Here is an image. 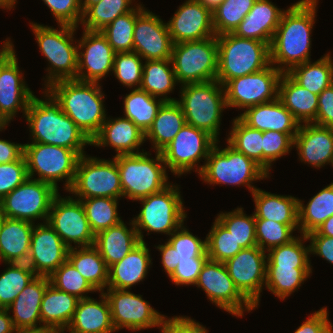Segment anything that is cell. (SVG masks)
Instances as JSON below:
<instances>
[{"mask_svg": "<svg viewBox=\"0 0 333 333\" xmlns=\"http://www.w3.org/2000/svg\"><path fill=\"white\" fill-rule=\"evenodd\" d=\"M317 4L318 0H299L284 11L270 45V62L282 73L310 61Z\"/></svg>", "mask_w": 333, "mask_h": 333, "instance_id": "cell-1", "label": "cell"}, {"mask_svg": "<svg viewBox=\"0 0 333 333\" xmlns=\"http://www.w3.org/2000/svg\"><path fill=\"white\" fill-rule=\"evenodd\" d=\"M43 93L45 100L32 96L25 114L32 142L65 147L79 156L86 155L84 148L91 145V140L46 89Z\"/></svg>", "mask_w": 333, "mask_h": 333, "instance_id": "cell-2", "label": "cell"}, {"mask_svg": "<svg viewBox=\"0 0 333 333\" xmlns=\"http://www.w3.org/2000/svg\"><path fill=\"white\" fill-rule=\"evenodd\" d=\"M46 90L90 140L99 133L107 118L100 83L61 80L52 83Z\"/></svg>", "mask_w": 333, "mask_h": 333, "instance_id": "cell-3", "label": "cell"}, {"mask_svg": "<svg viewBox=\"0 0 333 333\" xmlns=\"http://www.w3.org/2000/svg\"><path fill=\"white\" fill-rule=\"evenodd\" d=\"M31 30L35 34L36 42L41 54L49 61L46 69L45 88L61 80L76 79L78 68V41L73 39L78 27L59 24L54 27L31 23ZM75 42V43H73Z\"/></svg>", "mask_w": 333, "mask_h": 333, "instance_id": "cell-4", "label": "cell"}, {"mask_svg": "<svg viewBox=\"0 0 333 333\" xmlns=\"http://www.w3.org/2000/svg\"><path fill=\"white\" fill-rule=\"evenodd\" d=\"M218 71L216 80L223 86L231 79L256 73L268 67L270 62V45L241 38L233 33L217 36Z\"/></svg>", "mask_w": 333, "mask_h": 333, "instance_id": "cell-5", "label": "cell"}, {"mask_svg": "<svg viewBox=\"0 0 333 333\" xmlns=\"http://www.w3.org/2000/svg\"><path fill=\"white\" fill-rule=\"evenodd\" d=\"M180 104L186 124L219 141L222 111L227 107L224 86L217 80L189 83L180 88Z\"/></svg>", "mask_w": 333, "mask_h": 333, "instance_id": "cell-6", "label": "cell"}, {"mask_svg": "<svg viewBox=\"0 0 333 333\" xmlns=\"http://www.w3.org/2000/svg\"><path fill=\"white\" fill-rule=\"evenodd\" d=\"M150 155L142 149L138 154L113 156L118 166L124 198L137 201L159 193L171 184L161 152H155V159L150 158Z\"/></svg>", "mask_w": 333, "mask_h": 333, "instance_id": "cell-7", "label": "cell"}, {"mask_svg": "<svg viewBox=\"0 0 333 333\" xmlns=\"http://www.w3.org/2000/svg\"><path fill=\"white\" fill-rule=\"evenodd\" d=\"M216 141L198 174L209 185L247 186L251 194L257 189L253 181L269 178V174L254 160L237 151L228 142L220 149Z\"/></svg>", "mask_w": 333, "mask_h": 333, "instance_id": "cell-8", "label": "cell"}, {"mask_svg": "<svg viewBox=\"0 0 333 333\" xmlns=\"http://www.w3.org/2000/svg\"><path fill=\"white\" fill-rule=\"evenodd\" d=\"M180 188L172 183L159 193L138 199L142 209L133 223L140 242L144 241L142 230L170 235L180 228L187 217Z\"/></svg>", "mask_w": 333, "mask_h": 333, "instance_id": "cell-9", "label": "cell"}, {"mask_svg": "<svg viewBox=\"0 0 333 333\" xmlns=\"http://www.w3.org/2000/svg\"><path fill=\"white\" fill-rule=\"evenodd\" d=\"M28 178L51 184L57 191L58 182L65 180L64 190L68 191L73 184L77 162L80 156L72 149L65 147L31 142L24 144Z\"/></svg>", "mask_w": 333, "mask_h": 333, "instance_id": "cell-10", "label": "cell"}, {"mask_svg": "<svg viewBox=\"0 0 333 333\" xmlns=\"http://www.w3.org/2000/svg\"><path fill=\"white\" fill-rule=\"evenodd\" d=\"M171 61L180 85L216 80L218 71L217 36L173 45Z\"/></svg>", "mask_w": 333, "mask_h": 333, "instance_id": "cell-11", "label": "cell"}, {"mask_svg": "<svg viewBox=\"0 0 333 333\" xmlns=\"http://www.w3.org/2000/svg\"><path fill=\"white\" fill-rule=\"evenodd\" d=\"M73 198L110 197L121 199L123 190L116 160L99 159L89 155L80 156L72 186L68 190Z\"/></svg>", "mask_w": 333, "mask_h": 333, "instance_id": "cell-12", "label": "cell"}, {"mask_svg": "<svg viewBox=\"0 0 333 333\" xmlns=\"http://www.w3.org/2000/svg\"><path fill=\"white\" fill-rule=\"evenodd\" d=\"M215 143L216 140L207 132L185 124L161 154L167 169L174 175L181 176L191 170L199 174L203 165L197 162L207 160Z\"/></svg>", "mask_w": 333, "mask_h": 333, "instance_id": "cell-13", "label": "cell"}, {"mask_svg": "<svg viewBox=\"0 0 333 333\" xmlns=\"http://www.w3.org/2000/svg\"><path fill=\"white\" fill-rule=\"evenodd\" d=\"M0 50V115L9 124L21 110L25 117L34 93L23 79L14 45L7 38Z\"/></svg>", "mask_w": 333, "mask_h": 333, "instance_id": "cell-14", "label": "cell"}, {"mask_svg": "<svg viewBox=\"0 0 333 333\" xmlns=\"http://www.w3.org/2000/svg\"><path fill=\"white\" fill-rule=\"evenodd\" d=\"M59 192L49 183L27 178L2 200L6 218L47 222L54 197Z\"/></svg>", "mask_w": 333, "mask_h": 333, "instance_id": "cell-15", "label": "cell"}, {"mask_svg": "<svg viewBox=\"0 0 333 333\" xmlns=\"http://www.w3.org/2000/svg\"><path fill=\"white\" fill-rule=\"evenodd\" d=\"M194 286L201 287L209 301L218 308L236 317H242L245 311L255 309V306L236 287L222 262L208 259Z\"/></svg>", "mask_w": 333, "mask_h": 333, "instance_id": "cell-16", "label": "cell"}, {"mask_svg": "<svg viewBox=\"0 0 333 333\" xmlns=\"http://www.w3.org/2000/svg\"><path fill=\"white\" fill-rule=\"evenodd\" d=\"M282 72L273 64L256 73L229 80L225 85L228 108L244 109L278 98Z\"/></svg>", "mask_w": 333, "mask_h": 333, "instance_id": "cell-17", "label": "cell"}, {"mask_svg": "<svg viewBox=\"0 0 333 333\" xmlns=\"http://www.w3.org/2000/svg\"><path fill=\"white\" fill-rule=\"evenodd\" d=\"M111 309V319L116 331L128 329L140 331L153 327H162L166 316L151 307L141 295L128 289L106 288Z\"/></svg>", "mask_w": 333, "mask_h": 333, "instance_id": "cell-18", "label": "cell"}, {"mask_svg": "<svg viewBox=\"0 0 333 333\" xmlns=\"http://www.w3.org/2000/svg\"><path fill=\"white\" fill-rule=\"evenodd\" d=\"M47 222L69 249L94 245L95 235L81 201L76 198H62L58 193L52 201Z\"/></svg>", "mask_w": 333, "mask_h": 333, "instance_id": "cell-19", "label": "cell"}, {"mask_svg": "<svg viewBox=\"0 0 333 333\" xmlns=\"http://www.w3.org/2000/svg\"><path fill=\"white\" fill-rule=\"evenodd\" d=\"M266 251L258 246L242 249L224 262L229 276L239 291L255 306L259 305L266 280Z\"/></svg>", "mask_w": 333, "mask_h": 333, "instance_id": "cell-20", "label": "cell"}, {"mask_svg": "<svg viewBox=\"0 0 333 333\" xmlns=\"http://www.w3.org/2000/svg\"><path fill=\"white\" fill-rule=\"evenodd\" d=\"M77 41V80L99 83L109 72H113L116 52L101 31L83 30L81 39Z\"/></svg>", "mask_w": 333, "mask_h": 333, "instance_id": "cell-21", "label": "cell"}, {"mask_svg": "<svg viewBox=\"0 0 333 333\" xmlns=\"http://www.w3.org/2000/svg\"><path fill=\"white\" fill-rule=\"evenodd\" d=\"M145 9L135 21L133 51L143 60L171 59L173 41L167 23Z\"/></svg>", "mask_w": 333, "mask_h": 333, "instance_id": "cell-22", "label": "cell"}, {"mask_svg": "<svg viewBox=\"0 0 333 333\" xmlns=\"http://www.w3.org/2000/svg\"><path fill=\"white\" fill-rule=\"evenodd\" d=\"M69 248L48 222L33 227L28 266L37 276H50L66 260Z\"/></svg>", "mask_w": 333, "mask_h": 333, "instance_id": "cell-23", "label": "cell"}, {"mask_svg": "<svg viewBox=\"0 0 333 333\" xmlns=\"http://www.w3.org/2000/svg\"><path fill=\"white\" fill-rule=\"evenodd\" d=\"M170 19L167 26L174 44L216 36L212 12L198 0H186Z\"/></svg>", "mask_w": 333, "mask_h": 333, "instance_id": "cell-24", "label": "cell"}, {"mask_svg": "<svg viewBox=\"0 0 333 333\" xmlns=\"http://www.w3.org/2000/svg\"><path fill=\"white\" fill-rule=\"evenodd\" d=\"M294 147L303 163L322 168L333 166V128L315 123L299 125L294 138Z\"/></svg>", "mask_w": 333, "mask_h": 333, "instance_id": "cell-25", "label": "cell"}, {"mask_svg": "<svg viewBox=\"0 0 333 333\" xmlns=\"http://www.w3.org/2000/svg\"><path fill=\"white\" fill-rule=\"evenodd\" d=\"M145 132L125 117L106 118L99 133L91 140V146L112 147L117 155L138 154L145 143Z\"/></svg>", "mask_w": 333, "mask_h": 333, "instance_id": "cell-26", "label": "cell"}, {"mask_svg": "<svg viewBox=\"0 0 333 333\" xmlns=\"http://www.w3.org/2000/svg\"><path fill=\"white\" fill-rule=\"evenodd\" d=\"M238 117L253 129L287 133L293 139L300 125L278 98L249 107Z\"/></svg>", "mask_w": 333, "mask_h": 333, "instance_id": "cell-27", "label": "cell"}, {"mask_svg": "<svg viewBox=\"0 0 333 333\" xmlns=\"http://www.w3.org/2000/svg\"><path fill=\"white\" fill-rule=\"evenodd\" d=\"M49 284L48 276H36L7 307L13 313L10 316L17 331L42 327L40 307Z\"/></svg>", "mask_w": 333, "mask_h": 333, "instance_id": "cell-28", "label": "cell"}, {"mask_svg": "<svg viewBox=\"0 0 333 333\" xmlns=\"http://www.w3.org/2000/svg\"><path fill=\"white\" fill-rule=\"evenodd\" d=\"M284 11L270 0H256L253 8L232 33L241 38L254 39L271 45Z\"/></svg>", "mask_w": 333, "mask_h": 333, "instance_id": "cell-29", "label": "cell"}, {"mask_svg": "<svg viewBox=\"0 0 333 333\" xmlns=\"http://www.w3.org/2000/svg\"><path fill=\"white\" fill-rule=\"evenodd\" d=\"M100 299H79L73 317L67 326L69 333H113L116 332L112 319L109 301L100 292Z\"/></svg>", "mask_w": 333, "mask_h": 333, "instance_id": "cell-30", "label": "cell"}, {"mask_svg": "<svg viewBox=\"0 0 333 333\" xmlns=\"http://www.w3.org/2000/svg\"><path fill=\"white\" fill-rule=\"evenodd\" d=\"M151 261L146 242H140L121 261L108 268L107 288L131 289L146 278Z\"/></svg>", "mask_w": 333, "mask_h": 333, "instance_id": "cell-31", "label": "cell"}, {"mask_svg": "<svg viewBox=\"0 0 333 333\" xmlns=\"http://www.w3.org/2000/svg\"><path fill=\"white\" fill-rule=\"evenodd\" d=\"M128 229L122 220L117 225L102 230L95 235L94 246L98 249L107 267L121 261L137 244L140 243L133 220Z\"/></svg>", "mask_w": 333, "mask_h": 333, "instance_id": "cell-32", "label": "cell"}, {"mask_svg": "<svg viewBox=\"0 0 333 333\" xmlns=\"http://www.w3.org/2000/svg\"><path fill=\"white\" fill-rule=\"evenodd\" d=\"M34 223L5 218L0 229V262L26 263Z\"/></svg>", "mask_w": 333, "mask_h": 333, "instance_id": "cell-33", "label": "cell"}, {"mask_svg": "<svg viewBox=\"0 0 333 333\" xmlns=\"http://www.w3.org/2000/svg\"><path fill=\"white\" fill-rule=\"evenodd\" d=\"M278 99L300 123H312L317 116L318 95L299 85L283 73L278 85Z\"/></svg>", "mask_w": 333, "mask_h": 333, "instance_id": "cell-34", "label": "cell"}, {"mask_svg": "<svg viewBox=\"0 0 333 333\" xmlns=\"http://www.w3.org/2000/svg\"><path fill=\"white\" fill-rule=\"evenodd\" d=\"M255 218L269 219L288 226H298V198L277 195L257 188L253 193Z\"/></svg>", "mask_w": 333, "mask_h": 333, "instance_id": "cell-35", "label": "cell"}, {"mask_svg": "<svg viewBox=\"0 0 333 333\" xmlns=\"http://www.w3.org/2000/svg\"><path fill=\"white\" fill-rule=\"evenodd\" d=\"M186 124V119L177 101L164 102L149 129L145 132V140H150L152 149L161 152Z\"/></svg>", "mask_w": 333, "mask_h": 333, "instance_id": "cell-36", "label": "cell"}, {"mask_svg": "<svg viewBox=\"0 0 333 333\" xmlns=\"http://www.w3.org/2000/svg\"><path fill=\"white\" fill-rule=\"evenodd\" d=\"M79 299L49 284L42 298L40 313L42 327L66 329L76 310Z\"/></svg>", "mask_w": 333, "mask_h": 333, "instance_id": "cell-37", "label": "cell"}, {"mask_svg": "<svg viewBox=\"0 0 333 333\" xmlns=\"http://www.w3.org/2000/svg\"><path fill=\"white\" fill-rule=\"evenodd\" d=\"M176 84L178 82L171 59L145 61L139 89L146 91L153 97L162 99L164 102H174L177 99L167 95L173 92Z\"/></svg>", "mask_w": 333, "mask_h": 333, "instance_id": "cell-38", "label": "cell"}, {"mask_svg": "<svg viewBox=\"0 0 333 333\" xmlns=\"http://www.w3.org/2000/svg\"><path fill=\"white\" fill-rule=\"evenodd\" d=\"M67 260L97 292H104L108 283V267L94 245L69 249Z\"/></svg>", "mask_w": 333, "mask_h": 333, "instance_id": "cell-39", "label": "cell"}, {"mask_svg": "<svg viewBox=\"0 0 333 333\" xmlns=\"http://www.w3.org/2000/svg\"><path fill=\"white\" fill-rule=\"evenodd\" d=\"M298 226L300 234L308 235L333 215V183L325 186L308 203L298 199Z\"/></svg>", "mask_w": 333, "mask_h": 333, "instance_id": "cell-40", "label": "cell"}, {"mask_svg": "<svg viewBox=\"0 0 333 333\" xmlns=\"http://www.w3.org/2000/svg\"><path fill=\"white\" fill-rule=\"evenodd\" d=\"M329 54H324L317 61H306L293 67L288 74L302 87L319 95L333 84V61Z\"/></svg>", "mask_w": 333, "mask_h": 333, "instance_id": "cell-41", "label": "cell"}, {"mask_svg": "<svg viewBox=\"0 0 333 333\" xmlns=\"http://www.w3.org/2000/svg\"><path fill=\"white\" fill-rule=\"evenodd\" d=\"M312 273V266H266L265 288L281 300L294 293Z\"/></svg>", "mask_w": 333, "mask_h": 333, "instance_id": "cell-42", "label": "cell"}, {"mask_svg": "<svg viewBox=\"0 0 333 333\" xmlns=\"http://www.w3.org/2000/svg\"><path fill=\"white\" fill-rule=\"evenodd\" d=\"M123 99V117L131 120L143 132L149 129L164 103L162 99H157L141 89H132Z\"/></svg>", "mask_w": 333, "mask_h": 333, "instance_id": "cell-43", "label": "cell"}, {"mask_svg": "<svg viewBox=\"0 0 333 333\" xmlns=\"http://www.w3.org/2000/svg\"><path fill=\"white\" fill-rule=\"evenodd\" d=\"M136 5L134 4V8L130 12L120 15L101 30L116 53L133 51L135 21L145 10L142 4Z\"/></svg>", "mask_w": 333, "mask_h": 333, "instance_id": "cell-44", "label": "cell"}, {"mask_svg": "<svg viewBox=\"0 0 333 333\" xmlns=\"http://www.w3.org/2000/svg\"><path fill=\"white\" fill-rule=\"evenodd\" d=\"M227 142L263 168V132L245 124L238 116L233 119Z\"/></svg>", "mask_w": 333, "mask_h": 333, "instance_id": "cell-45", "label": "cell"}, {"mask_svg": "<svg viewBox=\"0 0 333 333\" xmlns=\"http://www.w3.org/2000/svg\"><path fill=\"white\" fill-rule=\"evenodd\" d=\"M81 201L91 231L98 232L117 225L122 221L118 215V199L110 197H91Z\"/></svg>", "mask_w": 333, "mask_h": 333, "instance_id": "cell-46", "label": "cell"}, {"mask_svg": "<svg viewBox=\"0 0 333 333\" xmlns=\"http://www.w3.org/2000/svg\"><path fill=\"white\" fill-rule=\"evenodd\" d=\"M132 3L133 0H101L83 13L81 25L84 30L101 31L120 15L130 12L134 8Z\"/></svg>", "mask_w": 333, "mask_h": 333, "instance_id": "cell-47", "label": "cell"}, {"mask_svg": "<svg viewBox=\"0 0 333 333\" xmlns=\"http://www.w3.org/2000/svg\"><path fill=\"white\" fill-rule=\"evenodd\" d=\"M0 274V307L7 308L37 275L27 263L9 262Z\"/></svg>", "mask_w": 333, "mask_h": 333, "instance_id": "cell-48", "label": "cell"}, {"mask_svg": "<svg viewBox=\"0 0 333 333\" xmlns=\"http://www.w3.org/2000/svg\"><path fill=\"white\" fill-rule=\"evenodd\" d=\"M216 219L229 231L236 242L243 248L257 246L255 232V215H246L242 207L219 213Z\"/></svg>", "mask_w": 333, "mask_h": 333, "instance_id": "cell-49", "label": "cell"}, {"mask_svg": "<svg viewBox=\"0 0 333 333\" xmlns=\"http://www.w3.org/2000/svg\"><path fill=\"white\" fill-rule=\"evenodd\" d=\"M256 0H223L212 12L215 35L232 33L253 8Z\"/></svg>", "mask_w": 333, "mask_h": 333, "instance_id": "cell-50", "label": "cell"}, {"mask_svg": "<svg viewBox=\"0 0 333 333\" xmlns=\"http://www.w3.org/2000/svg\"><path fill=\"white\" fill-rule=\"evenodd\" d=\"M305 240H308L307 236L301 234L288 244L271 248L267 254L266 266H311L310 245L306 247Z\"/></svg>", "mask_w": 333, "mask_h": 333, "instance_id": "cell-51", "label": "cell"}, {"mask_svg": "<svg viewBox=\"0 0 333 333\" xmlns=\"http://www.w3.org/2000/svg\"><path fill=\"white\" fill-rule=\"evenodd\" d=\"M299 226H288L269 219L255 218L257 246L268 252L271 248L288 244L296 237L293 232Z\"/></svg>", "mask_w": 333, "mask_h": 333, "instance_id": "cell-52", "label": "cell"}, {"mask_svg": "<svg viewBox=\"0 0 333 333\" xmlns=\"http://www.w3.org/2000/svg\"><path fill=\"white\" fill-rule=\"evenodd\" d=\"M207 256L209 260L224 263L234 257L243 248L216 218L206 236Z\"/></svg>", "mask_w": 333, "mask_h": 333, "instance_id": "cell-53", "label": "cell"}, {"mask_svg": "<svg viewBox=\"0 0 333 333\" xmlns=\"http://www.w3.org/2000/svg\"><path fill=\"white\" fill-rule=\"evenodd\" d=\"M49 280L56 289L74 295L78 299L89 298L86 294L96 292L68 260L49 276Z\"/></svg>", "mask_w": 333, "mask_h": 333, "instance_id": "cell-54", "label": "cell"}, {"mask_svg": "<svg viewBox=\"0 0 333 333\" xmlns=\"http://www.w3.org/2000/svg\"><path fill=\"white\" fill-rule=\"evenodd\" d=\"M137 52H117L114 57V76L123 86L139 89L142 80L143 61Z\"/></svg>", "mask_w": 333, "mask_h": 333, "instance_id": "cell-55", "label": "cell"}, {"mask_svg": "<svg viewBox=\"0 0 333 333\" xmlns=\"http://www.w3.org/2000/svg\"><path fill=\"white\" fill-rule=\"evenodd\" d=\"M167 241L175 248L179 259L208 258L206 238L201 240L183 225L171 233Z\"/></svg>", "mask_w": 333, "mask_h": 333, "instance_id": "cell-56", "label": "cell"}, {"mask_svg": "<svg viewBox=\"0 0 333 333\" xmlns=\"http://www.w3.org/2000/svg\"><path fill=\"white\" fill-rule=\"evenodd\" d=\"M294 147V139L287 133L278 131L263 132V169L270 174L272 162L286 156Z\"/></svg>", "mask_w": 333, "mask_h": 333, "instance_id": "cell-57", "label": "cell"}, {"mask_svg": "<svg viewBox=\"0 0 333 333\" xmlns=\"http://www.w3.org/2000/svg\"><path fill=\"white\" fill-rule=\"evenodd\" d=\"M27 178L24 155L14 162L0 164V201Z\"/></svg>", "mask_w": 333, "mask_h": 333, "instance_id": "cell-58", "label": "cell"}, {"mask_svg": "<svg viewBox=\"0 0 333 333\" xmlns=\"http://www.w3.org/2000/svg\"><path fill=\"white\" fill-rule=\"evenodd\" d=\"M49 7L57 24L78 27L82 20L81 0H42Z\"/></svg>", "mask_w": 333, "mask_h": 333, "instance_id": "cell-59", "label": "cell"}, {"mask_svg": "<svg viewBox=\"0 0 333 333\" xmlns=\"http://www.w3.org/2000/svg\"><path fill=\"white\" fill-rule=\"evenodd\" d=\"M209 258L179 259L174 272L169 276L175 285H195L203 265Z\"/></svg>", "mask_w": 333, "mask_h": 333, "instance_id": "cell-60", "label": "cell"}, {"mask_svg": "<svg viewBox=\"0 0 333 333\" xmlns=\"http://www.w3.org/2000/svg\"><path fill=\"white\" fill-rule=\"evenodd\" d=\"M160 330L161 333H208L206 326L188 316H166Z\"/></svg>", "mask_w": 333, "mask_h": 333, "instance_id": "cell-61", "label": "cell"}, {"mask_svg": "<svg viewBox=\"0 0 333 333\" xmlns=\"http://www.w3.org/2000/svg\"><path fill=\"white\" fill-rule=\"evenodd\" d=\"M328 316L327 307H322L320 310L308 316L307 320H305L294 333H327L333 326Z\"/></svg>", "mask_w": 333, "mask_h": 333, "instance_id": "cell-62", "label": "cell"}, {"mask_svg": "<svg viewBox=\"0 0 333 333\" xmlns=\"http://www.w3.org/2000/svg\"><path fill=\"white\" fill-rule=\"evenodd\" d=\"M333 128V84L318 95V111L312 122Z\"/></svg>", "mask_w": 333, "mask_h": 333, "instance_id": "cell-63", "label": "cell"}, {"mask_svg": "<svg viewBox=\"0 0 333 333\" xmlns=\"http://www.w3.org/2000/svg\"><path fill=\"white\" fill-rule=\"evenodd\" d=\"M310 240V255L315 254L333 265V237L320 234L306 235Z\"/></svg>", "mask_w": 333, "mask_h": 333, "instance_id": "cell-64", "label": "cell"}, {"mask_svg": "<svg viewBox=\"0 0 333 333\" xmlns=\"http://www.w3.org/2000/svg\"><path fill=\"white\" fill-rule=\"evenodd\" d=\"M24 155V144L0 139V164L19 160Z\"/></svg>", "mask_w": 333, "mask_h": 333, "instance_id": "cell-65", "label": "cell"}, {"mask_svg": "<svg viewBox=\"0 0 333 333\" xmlns=\"http://www.w3.org/2000/svg\"><path fill=\"white\" fill-rule=\"evenodd\" d=\"M155 247L160 251L161 263L165 273H167V276L169 277L176 269L179 262V256L176 255L175 248L168 241Z\"/></svg>", "mask_w": 333, "mask_h": 333, "instance_id": "cell-66", "label": "cell"}, {"mask_svg": "<svg viewBox=\"0 0 333 333\" xmlns=\"http://www.w3.org/2000/svg\"><path fill=\"white\" fill-rule=\"evenodd\" d=\"M10 312L7 308L0 307V333H16Z\"/></svg>", "mask_w": 333, "mask_h": 333, "instance_id": "cell-67", "label": "cell"}, {"mask_svg": "<svg viewBox=\"0 0 333 333\" xmlns=\"http://www.w3.org/2000/svg\"><path fill=\"white\" fill-rule=\"evenodd\" d=\"M309 234H320L333 237V215L326 219L316 231Z\"/></svg>", "mask_w": 333, "mask_h": 333, "instance_id": "cell-68", "label": "cell"}, {"mask_svg": "<svg viewBox=\"0 0 333 333\" xmlns=\"http://www.w3.org/2000/svg\"><path fill=\"white\" fill-rule=\"evenodd\" d=\"M66 329L56 327H41L37 329L18 330L16 333H64Z\"/></svg>", "mask_w": 333, "mask_h": 333, "instance_id": "cell-69", "label": "cell"}, {"mask_svg": "<svg viewBox=\"0 0 333 333\" xmlns=\"http://www.w3.org/2000/svg\"><path fill=\"white\" fill-rule=\"evenodd\" d=\"M198 1L202 3L211 12H213L223 0H198Z\"/></svg>", "mask_w": 333, "mask_h": 333, "instance_id": "cell-70", "label": "cell"}, {"mask_svg": "<svg viewBox=\"0 0 333 333\" xmlns=\"http://www.w3.org/2000/svg\"><path fill=\"white\" fill-rule=\"evenodd\" d=\"M17 0H0V8L11 10L15 7Z\"/></svg>", "mask_w": 333, "mask_h": 333, "instance_id": "cell-71", "label": "cell"}, {"mask_svg": "<svg viewBox=\"0 0 333 333\" xmlns=\"http://www.w3.org/2000/svg\"><path fill=\"white\" fill-rule=\"evenodd\" d=\"M101 0H81V9L84 13L90 6L99 3Z\"/></svg>", "mask_w": 333, "mask_h": 333, "instance_id": "cell-72", "label": "cell"}, {"mask_svg": "<svg viewBox=\"0 0 333 333\" xmlns=\"http://www.w3.org/2000/svg\"><path fill=\"white\" fill-rule=\"evenodd\" d=\"M5 213H4V210H3V206H2V203L0 201V229H1V226H2V223L5 219Z\"/></svg>", "mask_w": 333, "mask_h": 333, "instance_id": "cell-73", "label": "cell"}, {"mask_svg": "<svg viewBox=\"0 0 333 333\" xmlns=\"http://www.w3.org/2000/svg\"><path fill=\"white\" fill-rule=\"evenodd\" d=\"M7 125L8 123L6 122V120L0 115V131L6 129Z\"/></svg>", "mask_w": 333, "mask_h": 333, "instance_id": "cell-74", "label": "cell"}, {"mask_svg": "<svg viewBox=\"0 0 333 333\" xmlns=\"http://www.w3.org/2000/svg\"><path fill=\"white\" fill-rule=\"evenodd\" d=\"M327 333H333V326L327 331Z\"/></svg>", "mask_w": 333, "mask_h": 333, "instance_id": "cell-75", "label": "cell"}]
</instances>
